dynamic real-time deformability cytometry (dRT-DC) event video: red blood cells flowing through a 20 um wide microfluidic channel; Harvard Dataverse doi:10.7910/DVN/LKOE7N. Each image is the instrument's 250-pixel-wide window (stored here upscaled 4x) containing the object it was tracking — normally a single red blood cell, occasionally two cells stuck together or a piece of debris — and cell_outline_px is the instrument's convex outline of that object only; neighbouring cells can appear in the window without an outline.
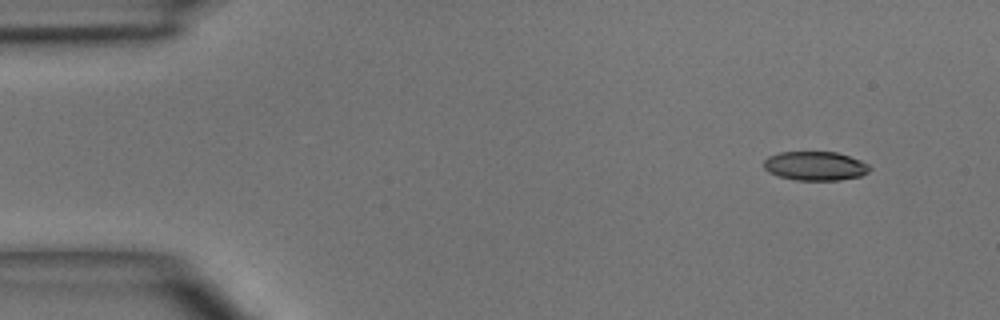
{"species": "common noctule bat (a hibernating species)", "species_latin": "Nyctalus noctula", "temperature_condition": "room temperature", "stored_images_in_passage": 3, "camera_frame_rate_fps": 3000, "um_per_image_px": 0.085, "animal": {"sex": "male", "body_mass_g": 15.6}, "frame": {"image": 1, "passage_image": 3, "time_ms": 2.333, "image_size_px": [1000, 320], "cell_outline_px": [[872, 168], [868, 172], [860, 176], [840, 180], [796, 180], [780, 176], [768, 172], [764, 168], [764, 160], [768, 156], [780, 152], [836, 152], [860, 160], [868, 164]], "centroid_in_image_um": [69.29, 14.1], "position_along_channel_um": 15.7, "area_um2": 17.86}}